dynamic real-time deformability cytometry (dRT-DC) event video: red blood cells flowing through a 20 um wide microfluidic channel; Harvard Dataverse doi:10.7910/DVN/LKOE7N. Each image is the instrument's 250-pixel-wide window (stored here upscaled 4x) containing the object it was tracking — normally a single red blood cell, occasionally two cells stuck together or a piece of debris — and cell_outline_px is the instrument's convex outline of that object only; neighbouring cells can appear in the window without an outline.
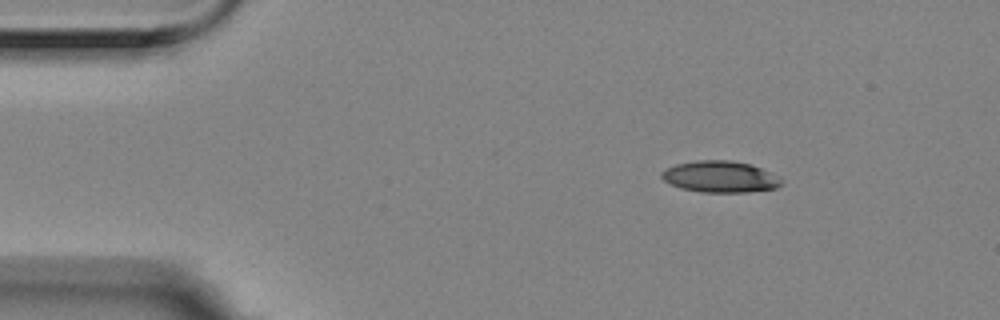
{"species": "Egyptian fruit bat (a non-hibernating species)", "species_latin": "Rousettus aegyptiacus", "temperature_condition": "room temperature", "stored_images_in_passage": 3, "camera_frame_rate_fps": 3000, "um_per_image_px": 0.085, "animal": {"sex": "female"}, "frame": {"image": 1, "passage_image": 1, "time_ms": 0.0, "image_size_px": [1000, 320], "cell_outline_px": [[780, 184], [776, 188], [748, 192], [704, 192], [680, 188], [664, 180], [660, 176], [660, 172], [676, 164], [696, 160], [732, 160], [752, 164], [768, 172], [780, 180]], "centroid_in_image_um": [61.16, 15.01], "position_along_channel_um": 23.8, "area_um2": 21.68}}